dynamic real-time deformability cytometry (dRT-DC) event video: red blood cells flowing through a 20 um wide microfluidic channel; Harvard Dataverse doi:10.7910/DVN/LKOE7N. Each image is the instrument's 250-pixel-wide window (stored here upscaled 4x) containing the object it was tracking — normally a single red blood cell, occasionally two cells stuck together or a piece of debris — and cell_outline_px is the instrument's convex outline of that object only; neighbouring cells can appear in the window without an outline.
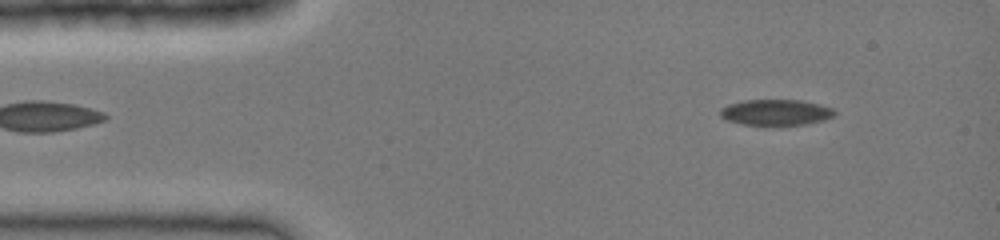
{"species": "common noctule bat (a hibernating species)", "species_latin": "Nyctalus noctula", "temperature_condition": "cold", "stored_images_in_passage": 40, "camera_frame_rate_fps": 3000, "um_per_image_px": 0.085, "animal": {"sex": "female", "body_mass_g": 19.0, "forearm_length_mm": 51.5}, "frame": {"image": 1, "passage_image": 4, "time_ms": 1.0, "image_size_px": [1000, 240], "cell_outline_px": [[836, 112], [832, 116], [824, 120], [804, 124], [744, 124], [728, 120], [720, 116], [720, 108], [728, 104], [744, 100], [800, 100], [832, 108]], "centroid_in_image_um": [65.91, 9.53], "position_along_channel_um": 19.1, "area_um2": 16.82}}
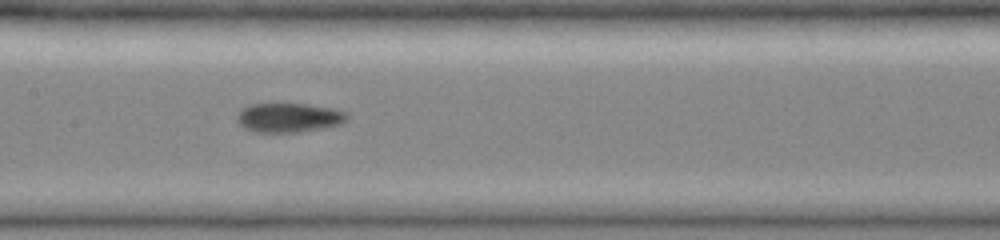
{"frame": {"image": 2, "passage_image": 19, "time_ms": 6.0, "image_size_px": [1000, 240], "cell_outline_px": [[348, 116], [340, 124], [300, 132], [256, 132], [244, 128], [236, 120], [236, 116], [240, 108], [248, 104], [308, 104], [332, 108], [348, 112]], "centroid_in_image_um": [24.5, 9.99], "position_along_channel_um": 182.9, "area_um2": 18.79}}
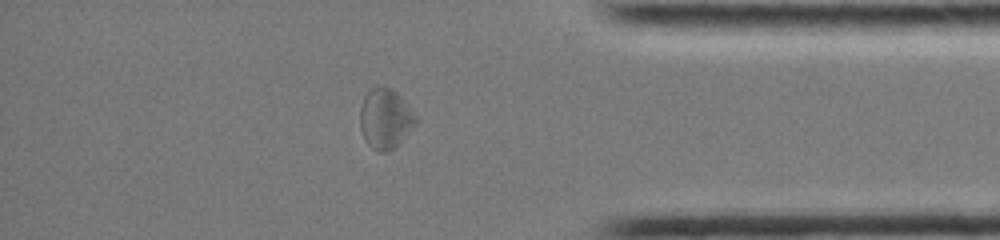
{"frame": {"image": 3, "passage_image": 34, "time_ms": 11.0, "image_size_px": [1000, 240], "cell_outline_px": [[416, 124], [400, 144], [388, 152], [376, 152], [364, 140], [360, 128], [360, 108], [364, 96], [372, 88], [392, 88], [404, 100], [416, 116]], "centroid_in_image_um": [32.75, 10.14], "position_along_channel_um": 402.5, "area_um2": 19.54}}